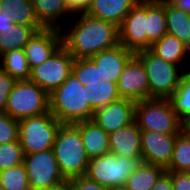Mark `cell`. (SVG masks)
I'll use <instances>...</instances> for the list:
<instances>
[{"instance_id":"obj_1","label":"cell","mask_w":190,"mask_h":190,"mask_svg":"<svg viewBox=\"0 0 190 190\" xmlns=\"http://www.w3.org/2000/svg\"><path fill=\"white\" fill-rule=\"evenodd\" d=\"M61 32L62 45L75 59L90 58L120 44L117 25L85 12L75 13Z\"/></svg>"},{"instance_id":"obj_2","label":"cell","mask_w":190,"mask_h":190,"mask_svg":"<svg viewBox=\"0 0 190 190\" xmlns=\"http://www.w3.org/2000/svg\"><path fill=\"white\" fill-rule=\"evenodd\" d=\"M50 113L61 124H74L91 120L94 109L88 103L86 87L71 73L49 94Z\"/></svg>"},{"instance_id":"obj_3","label":"cell","mask_w":190,"mask_h":190,"mask_svg":"<svg viewBox=\"0 0 190 190\" xmlns=\"http://www.w3.org/2000/svg\"><path fill=\"white\" fill-rule=\"evenodd\" d=\"M61 174L66 180L86 175L90 159L79 129L74 124H62L52 147Z\"/></svg>"},{"instance_id":"obj_4","label":"cell","mask_w":190,"mask_h":190,"mask_svg":"<svg viewBox=\"0 0 190 190\" xmlns=\"http://www.w3.org/2000/svg\"><path fill=\"white\" fill-rule=\"evenodd\" d=\"M134 122L140 130L163 134H180L182 120L168 99L150 98L137 101Z\"/></svg>"},{"instance_id":"obj_5","label":"cell","mask_w":190,"mask_h":190,"mask_svg":"<svg viewBox=\"0 0 190 190\" xmlns=\"http://www.w3.org/2000/svg\"><path fill=\"white\" fill-rule=\"evenodd\" d=\"M142 157H122L112 153L91 159L86 175L106 189L124 186L126 180L138 168Z\"/></svg>"},{"instance_id":"obj_6","label":"cell","mask_w":190,"mask_h":190,"mask_svg":"<svg viewBox=\"0 0 190 190\" xmlns=\"http://www.w3.org/2000/svg\"><path fill=\"white\" fill-rule=\"evenodd\" d=\"M50 112L49 94L30 80L16 81L7 98L5 113L15 120Z\"/></svg>"},{"instance_id":"obj_7","label":"cell","mask_w":190,"mask_h":190,"mask_svg":"<svg viewBox=\"0 0 190 190\" xmlns=\"http://www.w3.org/2000/svg\"><path fill=\"white\" fill-rule=\"evenodd\" d=\"M135 55L142 61L148 76L150 98L168 99L179 85L182 69L155 55L150 49Z\"/></svg>"},{"instance_id":"obj_8","label":"cell","mask_w":190,"mask_h":190,"mask_svg":"<svg viewBox=\"0 0 190 190\" xmlns=\"http://www.w3.org/2000/svg\"><path fill=\"white\" fill-rule=\"evenodd\" d=\"M61 125L50 112L19 120L18 140L24 154L52 149Z\"/></svg>"},{"instance_id":"obj_9","label":"cell","mask_w":190,"mask_h":190,"mask_svg":"<svg viewBox=\"0 0 190 190\" xmlns=\"http://www.w3.org/2000/svg\"><path fill=\"white\" fill-rule=\"evenodd\" d=\"M74 59L61 45L47 60L31 68L29 80L50 94L72 73Z\"/></svg>"},{"instance_id":"obj_10","label":"cell","mask_w":190,"mask_h":190,"mask_svg":"<svg viewBox=\"0 0 190 190\" xmlns=\"http://www.w3.org/2000/svg\"><path fill=\"white\" fill-rule=\"evenodd\" d=\"M23 164L31 190H46L67 181L60 172L52 149L24 154Z\"/></svg>"},{"instance_id":"obj_11","label":"cell","mask_w":190,"mask_h":190,"mask_svg":"<svg viewBox=\"0 0 190 190\" xmlns=\"http://www.w3.org/2000/svg\"><path fill=\"white\" fill-rule=\"evenodd\" d=\"M119 42L134 53L147 49L146 0H140L119 26Z\"/></svg>"},{"instance_id":"obj_12","label":"cell","mask_w":190,"mask_h":190,"mask_svg":"<svg viewBox=\"0 0 190 190\" xmlns=\"http://www.w3.org/2000/svg\"><path fill=\"white\" fill-rule=\"evenodd\" d=\"M117 86L120 98L135 102L150 99L148 76L142 61L135 54L125 65Z\"/></svg>"},{"instance_id":"obj_13","label":"cell","mask_w":190,"mask_h":190,"mask_svg":"<svg viewBox=\"0 0 190 190\" xmlns=\"http://www.w3.org/2000/svg\"><path fill=\"white\" fill-rule=\"evenodd\" d=\"M177 135L141 130L142 162L166 170L172 159Z\"/></svg>"},{"instance_id":"obj_14","label":"cell","mask_w":190,"mask_h":190,"mask_svg":"<svg viewBox=\"0 0 190 190\" xmlns=\"http://www.w3.org/2000/svg\"><path fill=\"white\" fill-rule=\"evenodd\" d=\"M135 103L133 100L121 98L96 109L91 120L109 134L134 122Z\"/></svg>"},{"instance_id":"obj_15","label":"cell","mask_w":190,"mask_h":190,"mask_svg":"<svg viewBox=\"0 0 190 190\" xmlns=\"http://www.w3.org/2000/svg\"><path fill=\"white\" fill-rule=\"evenodd\" d=\"M62 45L59 29L43 28L36 31L24 47L29 68L40 65Z\"/></svg>"},{"instance_id":"obj_16","label":"cell","mask_w":190,"mask_h":190,"mask_svg":"<svg viewBox=\"0 0 190 190\" xmlns=\"http://www.w3.org/2000/svg\"><path fill=\"white\" fill-rule=\"evenodd\" d=\"M135 53L123 45L103 50L90 57L99 70L101 80L118 83L119 77L129 59Z\"/></svg>"},{"instance_id":"obj_17","label":"cell","mask_w":190,"mask_h":190,"mask_svg":"<svg viewBox=\"0 0 190 190\" xmlns=\"http://www.w3.org/2000/svg\"><path fill=\"white\" fill-rule=\"evenodd\" d=\"M32 5L35 17L43 28L61 30L74 15L66 0H32Z\"/></svg>"},{"instance_id":"obj_18","label":"cell","mask_w":190,"mask_h":190,"mask_svg":"<svg viewBox=\"0 0 190 190\" xmlns=\"http://www.w3.org/2000/svg\"><path fill=\"white\" fill-rule=\"evenodd\" d=\"M109 152L122 157H142L141 130L135 122L108 135Z\"/></svg>"},{"instance_id":"obj_19","label":"cell","mask_w":190,"mask_h":190,"mask_svg":"<svg viewBox=\"0 0 190 190\" xmlns=\"http://www.w3.org/2000/svg\"><path fill=\"white\" fill-rule=\"evenodd\" d=\"M140 0H91L88 15L111 22L118 27L121 25L125 16Z\"/></svg>"},{"instance_id":"obj_20","label":"cell","mask_w":190,"mask_h":190,"mask_svg":"<svg viewBox=\"0 0 190 190\" xmlns=\"http://www.w3.org/2000/svg\"><path fill=\"white\" fill-rule=\"evenodd\" d=\"M79 129L88 158L94 159L109 153L108 133L93 120L74 123Z\"/></svg>"},{"instance_id":"obj_21","label":"cell","mask_w":190,"mask_h":190,"mask_svg":"<svg viewBox=\"0 0 190 190\" xmlns=\"http://www.w3.org/2000/svg\"><path fill=\"white\" fill-rule=\"evenodd\" d=\"M150 50L161 59L178 65L182 70L190 68L188 46L175 36L166 34L155 41Z\"/></svg>"},{"instance_id":"obj_22","label":"cell","mask_w":190,"mask_h":190,"mask_svg":"<svg viewBox=\"0 0 190 190\" xmlns=\"http://www.w3.org/2000/svg\"><path fill=\"white\" fill-rule=\"evenodd\" d=\"M147 49L167 34L165 0H146Z\"/></svg>"},{"instance_id":"obj_23","label":"cell","mask_w":190,"mask_h":190,"mask_svg":"<svg viewBox=\"0 0 190 190\" xmlns=\"http://www.w3.org/2000/svg\"><path fill=\"white\" fill-rule=\"evenodd\" d=\"M167 34L175 36L186 46L190 45V14L165 0Z\"/></svg>"},{"instance_id":"obj_24","label":"cell","mask_w":190,"mask_h":190,"mask_svg":"<svg viewBox=\"0 0 190 190\" xmlns=\"http://www.w3.org/2000/svg\"><path fill=\"white\" fill-rule=\"evenodd\" d=\"M43 29L42 26H25L20 24L10 25V28L0 33V55L14 50L24 49L30 38L36 31Z\"/></svg>"},{"instance_id":"obj_25","label":"cell","mask_w":190,"mask_h":190,"mask_svg":"<svg viewBox=\"0 0 190 190\" xmlns=\"http://www.w3.org/2000/svg\"><path fill=\"white\" fill-rule=\"evenodd\" d=\"M166 172L165 169L152 164L141 162L125 182L129 190H152L155 183Z\"/></svg>"},{"instance_id":"obj_26","label":"cell","mask_w":190,"mask_h":190,"mask_svg":"<svg viewBox=\"0 0 190 190\" xmlns=\"http://www.w3.org/2000/svg\"><path fill=\"white\" fill-rule=\"evenodd\" d=\"M0 70L16 81L29 80L31 69L24 49H14L0 55Z\"/></svg>"},{"instance_id":"obj_27","label":"cell","mask_w":190,"mask_h":190,"mask_svg":"<svg viewBox=\"0 0 190 190\" xmlns=\"http://www.w3.org/2000/svg\"><path fill=\"white\" fill-rule=\"evenodd\" d=\"M85 87L87 89L88 103L94 110L121 99L117 83L101 80L100 82L87 83Z\"/></svg>"},{"instance_id":"obj_28","label":"cell","mask_w":190,"mask_h":190,"mask_svg":"<svg viewBox=\"0 0 190 190\" xmlns=\"http://www.w3.org/2000/svg\"><path fill=\"white\" fill-rule=\"evenodd\" d=\"M0 11L13 17L15 24L41 26L35 17L32 0H1Z\"/></svg>"},{"instance_id":"obj_29","label":"cell","mask_w":190,"mask_h":190,"mask_svg":"<svg viewBox=\"0 0 190 190\" xmlns=\"http://www.w3.org/2000/svg\"><path fill=\"white\" fill-rule=\"evenodd\" d=\"M168 100L181 120L190 115V68L182 71L179 85Z\"/></svg>"},{"instance_id":"obj_30","label":"cell","mask_w":190,"mask_h":190,"mask_svg":"<svg viewBox=\"0 0 190 190\" xmlns=\"http://www.w3.org/2000/svg\"><path fill=\"white\" fill-rule=\"evenodd\" d=\"M190 167V137L182 132L176 136L172 159L166 172H185Z\"/></svg>"},{"instance_id":"obj_31","label":"cell","mask_w":190,"mask_h":190,"mask_svg":"<svg viewBox=\"0 0 190 190\" xmlns=\"http://www.w3.org/2000/svg\"><path fill=\"white\" fill-rule=\"evenodd\" d=\"M0 175L4 190H31L23 163L0 171Z\"/></svg>"},{"instance_id":"obj_32","label":"cell","mask_w":190,"mask_h":190,"mask_svg":"<svg viewBox=\"0 0 190 190\" xmlns=\"http://www.w3.org/2000/svg\"><path fill=\"white\" fill-rule=\"evenodd\" d=\"M72 73L84 86L101 81L99 70L90 58L74 59Z\"/></svg>"},{"instance_id":"obj_33","label":"cell","mask_w":190,"mask_h":190,"mask_svg":"<svg viewBox=\"0 0 190 190\" xmlns=\"http://www.w3.org/2000/svg\"><path fill=\"white\" fill-rule=\"evenodd\" d=\"M24 152L19 141L0 144V171L23 163Z\"/></svg>"},{"instance_id":"obj_34","label":"cell","mask_w":190,"mask_h":190,"mask_svg":"<svg viewBox=\"0 0 190 190\" xmlns=\"http://www.w3.org/2000/svg\"><path fill=\"white\" fill-rule=\"evenodd\" d=\"M18 140V120L0 112V144Z\"/></svg>"},{"instance_id":"obj_35","label":"cell","mask_w":190,"mask_h":190,"mask_svg":"<svg viewBox=\"0 0 190 190\" xmlns=\"http://www.w3.org/2000/svg\"><path fill=\"white\" fill-rule=\"evenodd\" d=\"M16 80L0 70V112H5L7 98Z\"/></svg>"},{"instance_id":"obj_36","label":"cell","mask_w":190,"mask_h":190,"mask_svg":"<svg viewBox=\"0 0 190 190\" xmlns=\"http://www.w3.org/2000/svg\"><path fill=\"white\" fill-rule=\"evenodd\" d=\"M69 183L72 190H108L85 175L72 178Z\"/></svg>"},{"instance_id":"obj_37","label":"cell","mask_w":190,"mask_h":190,"mask_svg":"<svg viewBox=\"0 0 190 190\" xmlns=\"http://www.w3.org/2000/svg\"><path fill=\"white\" fill-rule=\"evenodd\" d=\"M173 190H190V176L186 172H172Z\"/></svg>"},{"instance_id":"obj_38","label":"cell","mask_w":190,"mask_h":190,"mask_svg":"<svg viewBox=\"0 0 190 190\" xmlns=\"http://www.w3.org/2000/svg\"><path fill=\"white\" fill-rule=\"evenodd\" d=\"M152 190H173L172 172H165L155 183Z\"/></svg>"},{"instance_id":"obj_39","label":"cell","mask_w":190,"mask_h":190,"mask_svg":"<svg viewBox=\"0 0 190 190\" xmlns=\"http://www.w3.org/2000/svg\"><path fill=\"white\" fill-rule=\"evenodd\" d=\"M66 3L69 9L75 14L85 12L91 3V0H66Z\"/></svg>"},{"instance_id":"obj_40","label":"cell","mask_w":190,"mask_h":190,"mask_svg":"<svg viewBox=\"0 0 190 190\" xmlns=\"http://www.w3.org/2000/svg\"><path fill=\"white\" fill-rule=\"evenodd\" d=\"M10 25H14L13 17H9L4 11H0V33L2 30L10 28Z\"/></svg>"},{"instance_id":"obj_41","label":"cell","mask_w":190,"mask_h":190,"mask_svg":"<svg viewBox=\"0 0 190 190\" xmlns=\"http://www.w3.org/2000/svg\"><path fill=\"white\" fill-rule=\"evenodd\" d=\"M173 6L190 14V0H168Z\"/></svg>"},{"instance_id":"obj_42","label":"cell","mask_w":190,"mask_h":190,"mask_svg":"<svg viewBox=\"0 0 190 190\" xmlns=\"http://www.w3.org/2000/svg\"><path fill=\"white\" fill-rule=\"evenodd\" d=\"M181 132L187 137H190V115L182 120Z\"/></svg>"},{"instance_id":"obj_43","label":"cell","mask_w":190,"mask_h":190,"mask_svg":"<svg viewBox=\"0 0 190 190\" xmlns=\"http://www.w3.org/2000/svg\"><path fill=\"white\" fill-rule=\"evenodd\" d=\"M46 190H72L70 187V183L69 180L65 181L64 183L57 185L55 187L52 188H48Z\"/></svg>"},{"instance_id":"obj_44","label":"cell","mask_w":190,"mask_h":190,"mask_svg":"<svg viewBox=\"0 0 190 190\" xmlns=\"http://www.w3.org/2000/svg\"><path fill=\"white\" fill-rule=\"evenodd\" d=\"M109 190H129L128 188H126L125 186H119V187H115Z\"/></svg>"},{"instance_id":"obj_45","label":"cell","mask_w":190,"mask_h":190,"mask_svg":"<svg viewBox=\"0 0 190 190\" xmlns=\"http://www.w3.org/2000/svg\"><path fill=\"white\" fill-rule=\"evenodd\" d=\"M0 190H4V189H3L2 182H1V175H0Z\"/></svg>"},{"instance_id":"obj_46","label":"cell","mask_w":190,"mask_h":190,"mask_svg":"<svg viewBox=\"0 0 190 190\" xmlns=\"http://www.w3.org/2000/svg\"><path fill=\"white\" fill-rule=\"evenodd\" d=\"M185 172L190 176V167Z\"/></svg>"},{"instance_id":"obj_47","label":"cell","mask_w":190,"mask_h":190,"mask_svg":"<svg viewBox=\"0 0 190 190\" xmlns=\"http://www.w3.org/2000/svg\"><path fill=\"white\" fill-rule=\"evenodd\" d=\"M189 60H190V45L188 46Z\"/></svg>"}]
</instances>
